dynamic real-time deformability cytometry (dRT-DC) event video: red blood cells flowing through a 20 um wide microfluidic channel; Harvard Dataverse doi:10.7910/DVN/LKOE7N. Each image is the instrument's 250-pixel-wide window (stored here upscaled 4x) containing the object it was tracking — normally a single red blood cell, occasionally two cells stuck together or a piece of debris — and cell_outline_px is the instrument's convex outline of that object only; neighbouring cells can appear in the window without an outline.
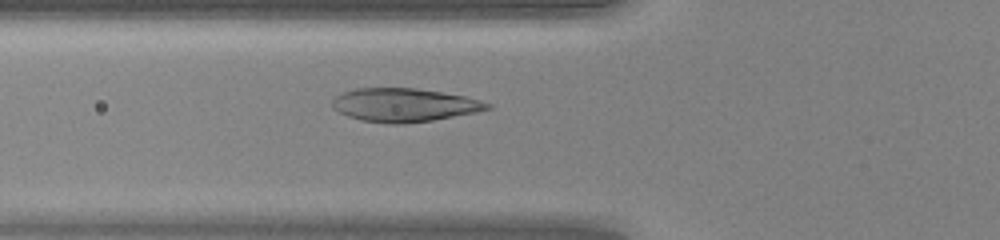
{"species": "human", "species_latin": "Homo sapiens", "temperature_condition": "warm", "stored_images_in_passage": 45, "camera_frame_rate_fps": 3000, "um_per_image_px": 0.085, "donor": {"sex": "female"}, "frame": {"image": 1, "passage_image": 15, "time_ms": 4.667, "image_size_px": [1000, 240], "cell_outline_px": [[492, 108], [476, 112], [432, 120], [400, 124], [388, 124], [360, 120], [348, 116], [332, 108], [332, 100], [336, 96], [344, 92], [356, 88], [416, 88], [464, 96], [480, 100], [492, 104]], "centroid_in_image_um": [34.34, 8.93], "position_along_channel_um": 91.5, "area_um2": 30.11}}
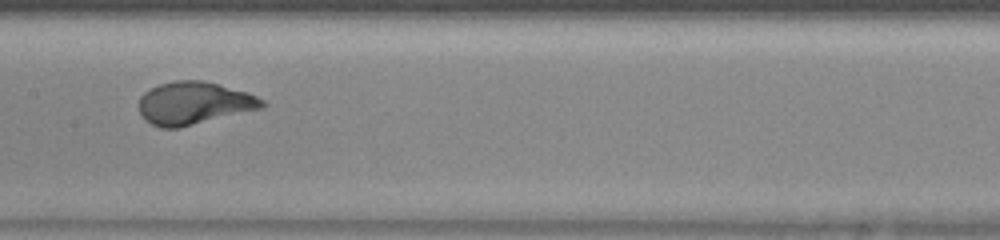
{"frame": {"image": 2, "passage_image": 22, "time_ms": 7.0, "image_size_px": [1000, 240], "cell_outline_px": [[268, 104], [264, 108], [180, 128], [160, 128], [144, 120], [140, 112], [140, 96], [144, 92], [160, 84], [176, 80], [204, 80], [248, 92], [264, 100]], "centroid_in_image_um": [16.53, 8.78], "position_along_channel_um": 190.9, "area_um2": 30.92}}
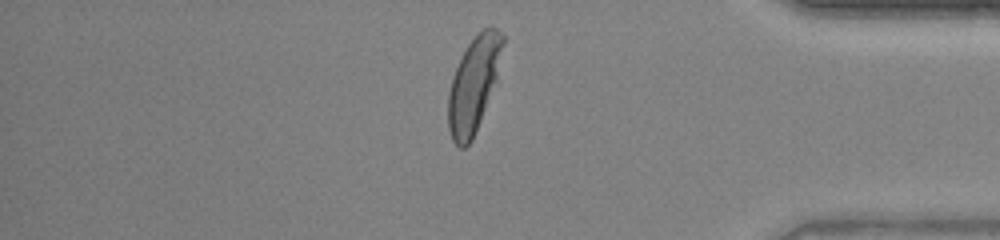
{"frame": {"image": 3, "passage_image": 38, "time_ms": 12.333, "image_size_px": [1000, 240], "cell_outline_px": [[504, 44], [496, 80], [472, 140], [464, 148], [460, 148], [452, 140], [448, 128], [448, 92], [452, 76], [468, 44], [484, 28], [492, 24], [504, 36]], "centroid_in_image_um": [40.26, 7.16], "position_along_channel_um": 394.9, "area_um2": 29.82}, "authors_computed_cell_mechanics": {"area_um2": 30.923, "velocity_mm_per_s": 4.2526, "shape_relaxation_time_tau1_ms": 2.7878, "shape_relaxation_time_tau2_ms": null, "deformation_change_tau1": 0.2222, "deformation_change_tau2": null}}